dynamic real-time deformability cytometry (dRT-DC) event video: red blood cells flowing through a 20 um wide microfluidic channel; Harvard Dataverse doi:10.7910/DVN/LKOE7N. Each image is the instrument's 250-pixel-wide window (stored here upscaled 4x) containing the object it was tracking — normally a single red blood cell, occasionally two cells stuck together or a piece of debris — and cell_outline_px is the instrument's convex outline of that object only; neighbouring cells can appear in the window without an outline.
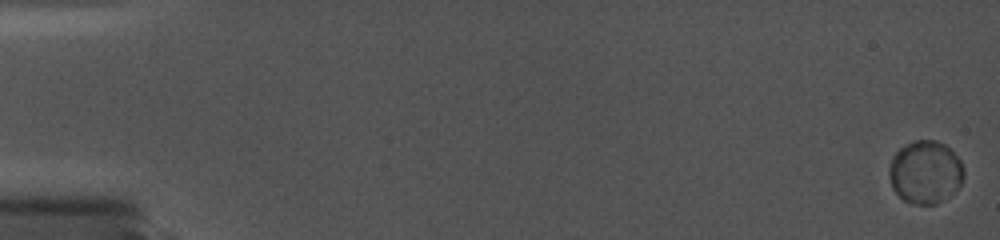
{"species": "common noctule bat (a hibernating species)", "species_latin": "Nyctalus noctula", "temperature_condition": "cold", "stored_images_in_passage": 53, "camera_frame_rate_fps": 5000, "um_per_image_px": 0.085, "animal": {"sex": "female", "body_mass_g": 19.0, "forearm_length_mm": 56.7}, "frame": {"image": 1, "passage_image": 1, "time_ms": 0.0, "image_size_px": [1000, 240], "cell_outline_px": [[964, 176], [960, 184], [952, 192], [936, 204], [912, 204], [904, 200], [892, 188], [888, 176], [888, 168], [892, 156], [904, 144], [916, 140], [936, 140], [944, 144], [960, 160], [964, 172]], "centroid_in_image_um": [78.61, 14.62], "position_along_channel_um": 6.4, "area_um2": 27.28}}
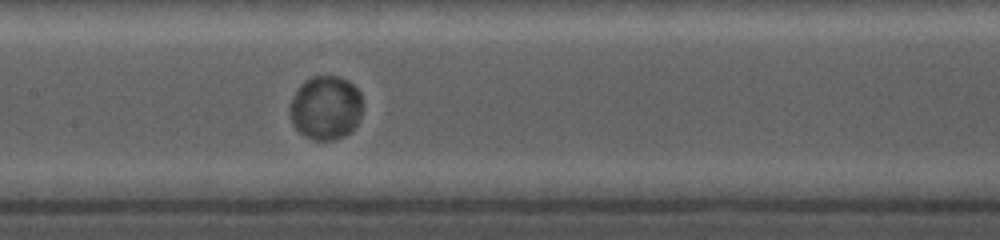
{"frame": {"image": 2, "passage_image": 32, "time_ms": 9.4, "image_size_px": [1000, 240], "cell_outline_px": [[360, 116], [352, 132], [344, 136], [332, 140], [316, 140], [300, 132], [292, 124], [292, 96], [300, 84], [304, 80], [312, 76], [336, 76], [348, 80], [360, 92]], "centroid_in_image_um": [27.69, 9.14], "position_along_channel_um": 179.7, "area_um2": 26.7}}
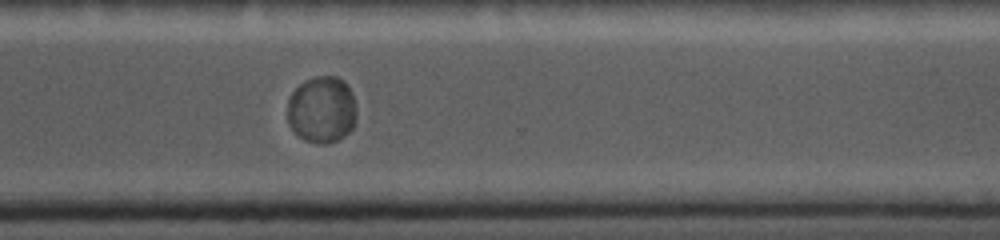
{"frame": {"image": 3, "passage_image": 51, "time_ms": 13.8, "image_size_px": [1000, 240], "cell_outline_px": [[356, 120], [352, 128], [344, 136], [328, 144], [316, 144], [304, 140], [288, 124], [288, 100], [292, 92], [304, 80], [316, 76], [336, 76], [344, 80], [352, 96], [356, 112]], "centroid_in_image_um": [27.35, 9.32], "position_along_channel_um": 343.3, "area_um2": 26.88}}